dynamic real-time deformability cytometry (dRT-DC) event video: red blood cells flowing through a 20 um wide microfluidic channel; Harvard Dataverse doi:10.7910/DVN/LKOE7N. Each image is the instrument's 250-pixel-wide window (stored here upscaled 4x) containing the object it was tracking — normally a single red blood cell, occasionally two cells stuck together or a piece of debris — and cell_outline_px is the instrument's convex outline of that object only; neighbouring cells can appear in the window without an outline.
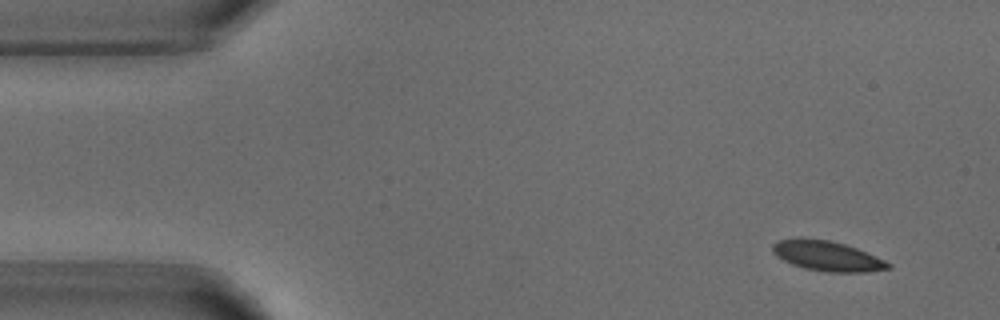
{"species": "common noctule bat (a hibernating species)", "species_latin": "Nyctalus noctula", "temperature_condition": "warm", "stored_images_in_passage": 5, "camera_frame_rate_fps": 3000, "um_per_image_px": 0.085, "animal": {"sex": "male", "body_mass_g": 18.8}, "frame": {"image": 1, "passage_image": 1, "time_ms": 0.0, "image_size_px": [1000, 320], "cell_outline_px": [[892, 268], [868, 272], [828, 272], [804, 268], [792, 264], [776, 256], [772, 252], [772, 244], [776, 240], [800, 236], [828, 240], [844, 244], [856, 248], [876, 256], [892, 264]], "centroid_in_image_um": [70.27, 21.74], "position_along_channel_um": 14.7, "area_um2": 20.52}}